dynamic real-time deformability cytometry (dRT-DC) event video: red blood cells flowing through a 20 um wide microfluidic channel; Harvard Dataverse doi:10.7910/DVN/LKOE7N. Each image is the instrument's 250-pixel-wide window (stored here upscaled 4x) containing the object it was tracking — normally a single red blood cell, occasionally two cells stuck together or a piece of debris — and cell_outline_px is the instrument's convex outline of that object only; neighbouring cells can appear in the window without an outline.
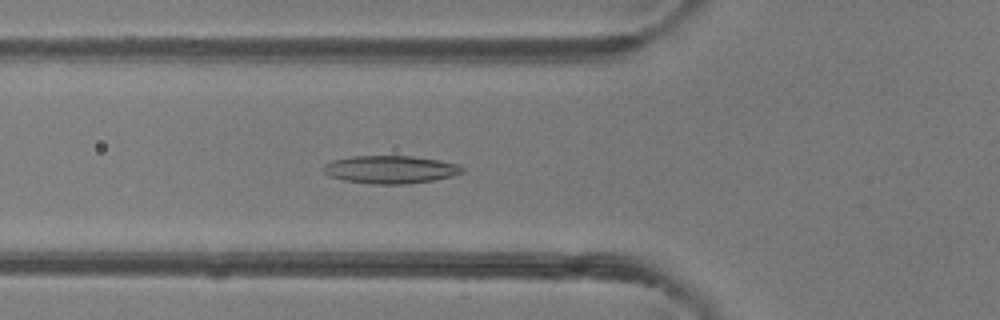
{"species": "common noctule bat (a hibernating species)", "species_latin": "Nyctalus noctula", "temperature_condition": "room temperature", "stored_images_in_passage": 43, "camera_frame_rate_fps": 3000, "um_per_image_px": 0.085, "animal": {"sex": "female"}, "frame": {"image": 1, "passage_image": 12, "time_ms": 3.667, "image_size_px": [1000, 320], "cell_outline_px": [[464, 172], [452, 176], [436, 180], [408, 184], [372, 184], [344, 180], [328, 176], [320, 168], [324, 164], [332, 160], [352, 156], [412, 156], [460, 164], [464, 168]], "centroid_in_image_um": [33.17, 14.41], "position_along_channel_um": 92.6, "area_um2": 22.77}}
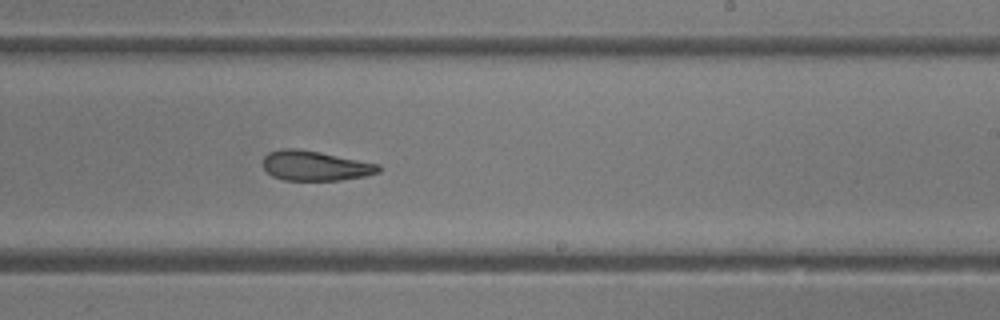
{"frame": {"image": 2, "passage_image": 24, "time_ms": 7.667, "image_size_px": [1000, 320], "cell_outline_px": [[380, 172], [364, 176], [340, 180], [284, 180], [272, 176], [264, 168], [264, 156], [268, 152], [280, 148], [296, 148], [320, 152], [380, 164]], "centroid_in_image_um": [26.78, 14.08], "position_along_channel_um": 262.2, "area_um2": 20.11}}
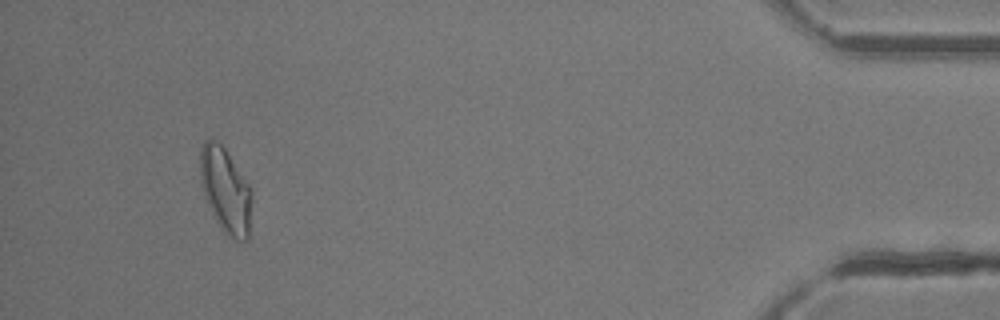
{"frame": {"image": 3, "passage_image": 40, "time_ms": 13.0, "image_size_px": [1000, 320], "cell_outline_px": [[252, 200], [248, 240], [236, 240], [228, 236], [224, 232], [216, 220], [204, 196], [200, 184], [200, 148], [204, 140], [208, 136], [216, 140], [224, 148], [252, 188]], "centroid_in_image_um": [19.16, 16.15], "position_along_channel_um": 416.0, "area_um2": 25.84}, "authors_computed_cell_mechanics": {"area_um2": 22.1952, "velocity_mm_per_s": 4.2228, "shape_relaxation_time_tau1_ms": null, "shape_relaxation_time_tau2_ms": 3.6624, "deformation_change_tau1": null, "deformation_change_tau2": 0.129}}